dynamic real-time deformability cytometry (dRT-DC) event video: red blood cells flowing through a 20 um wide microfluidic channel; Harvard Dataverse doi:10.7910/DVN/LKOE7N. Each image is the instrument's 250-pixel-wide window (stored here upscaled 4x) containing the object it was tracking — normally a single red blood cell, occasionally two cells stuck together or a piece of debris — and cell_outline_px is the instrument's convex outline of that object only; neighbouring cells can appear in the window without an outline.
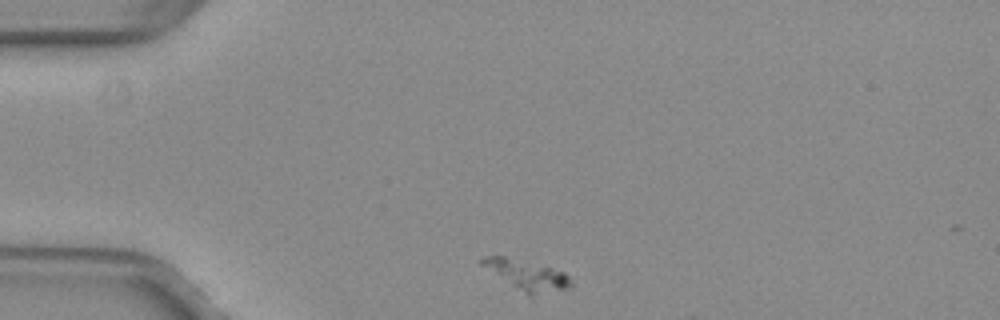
{"species": "common noctule bat (a hibernating species)", "species_latin": "Nyctalus noctula", "temperature_condition": "warm", "stored_images_in_passage": 4, "camera_frame_rate_fps": 3000, "um_per_image_px": 0.085, "animal": {"sex": "female", "body_mass_g": 29.2, "forearm_length_mm": 56.3}, "frame": {"image": 1, "passage_image": 1, "time_ms": 0.0, "image_size_px": [1000, 320], "cell_outline_px": [[572, 288], [532, 296], [528, 296], [480, 264], [480, 260], [484, 256], [504, 256], [552, 268], [564, 272], [572, 280]], "centroid_in_image_um": [44.83, 23.4], "position_along_channel_um": 40.2, "area_um2": 15.37}}